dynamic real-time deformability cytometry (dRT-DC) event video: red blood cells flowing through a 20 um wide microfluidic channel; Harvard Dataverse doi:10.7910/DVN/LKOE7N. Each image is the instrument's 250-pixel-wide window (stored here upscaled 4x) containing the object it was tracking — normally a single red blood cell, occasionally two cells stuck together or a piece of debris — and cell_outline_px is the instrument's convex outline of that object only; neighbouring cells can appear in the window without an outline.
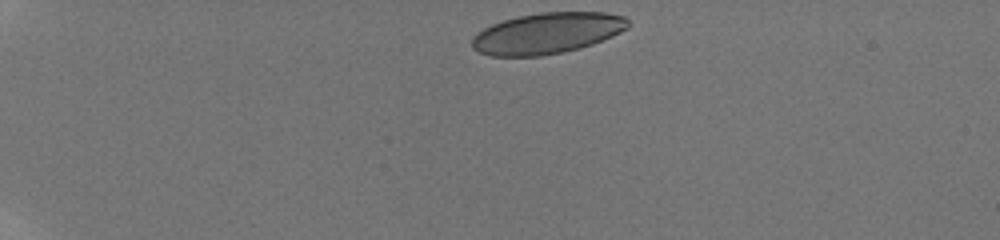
{"species": "human", "species_latin": "Homo sapiens", "temperature_condition": "room temperature", "stored_images_in_passage": 3, "camera_frame_rate_fps": 3000, "um_per_image_px": 0.085, "donor": {"sex": "male"}, "frame": {"image": 1, "passage_image": 1, "time_ms": 0.0, "image_size_px": [1000, 240], "cell_outline_px": [[632, 24], [628, 28], [612, 36], [592, 44], [580, 48], [540, 56], [492, 56], [480, 52], [472, 48], [472, 40], [484, 28], [492, 24], [504, 20], [520, 16], [540, 12], [604, 12], [624, 16]], "centroid_in_image_um": [46.55, 2.82], "position_along_channel_um": 38.4, "area_um2": 37.05}}